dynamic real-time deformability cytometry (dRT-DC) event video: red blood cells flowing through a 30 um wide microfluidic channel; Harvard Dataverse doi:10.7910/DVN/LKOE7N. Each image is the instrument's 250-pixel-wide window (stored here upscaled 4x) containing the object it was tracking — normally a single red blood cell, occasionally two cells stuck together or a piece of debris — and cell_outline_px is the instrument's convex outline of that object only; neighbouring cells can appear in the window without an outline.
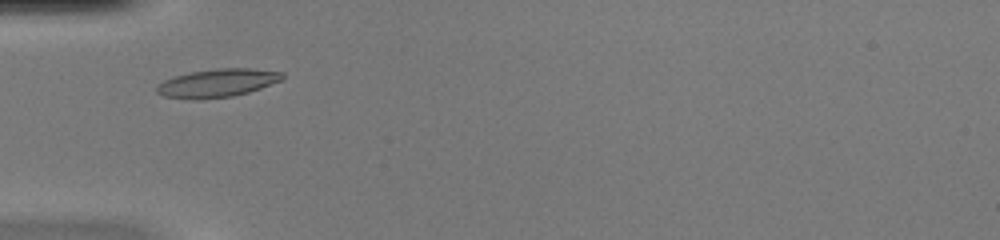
{"species": "common noctule bat (a hibernating species)", "species_latin": "Nyctalus noctula", "temperature_condition": "warm", "stored_images_in_passage": 40, "camera_frame_rate_fps": 3000, "um_per_image_px": 0.085, "animal": {"sex": "female", "body_mass_g": 20.0, "forearm_length_mm": 54.0}, "frame": {"image": 1, "passage_image": 6, "time_ms": 1.667, "image_size_px": [1000, 240], "cell_outline_px": [[284, 76], [280, 80], [260, 88], [248, 92], [232, 96], [200, 100], [192, 100], [164, 96], [156, 92], [156, 84], [172, 76], [192, 72], [220, 68], [248, 68], [284, 72]], "centroid_in_image_um": [18.42, 7.06], "position_along_channel_um": 66.6, "area_um2": 20.69}}
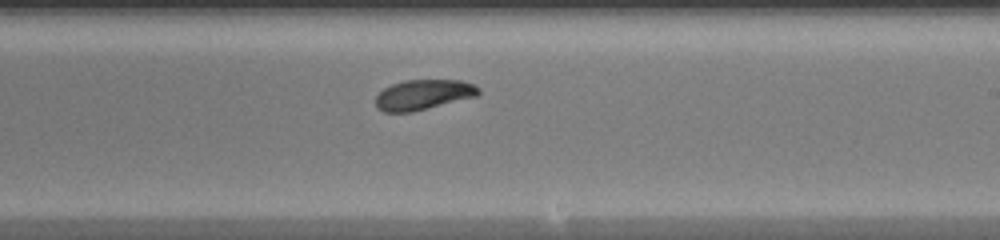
{"frame": {"image": 2, "passage_image": 20, "time_ms": 6.333, "image_size_px": [1000, 240], "cell_outline_px": [[480, 92], [476, 96], [412, 112], [384, 112], [376, 108], [376, 96], [384, 88], [392, 84], [404, 80], [460, 80], [472, 84], [480, 88]], "centroid_in_image_um": [35.96, 8.05], "position_along_channel_um": 253.0, "area_um2": 17.98}}
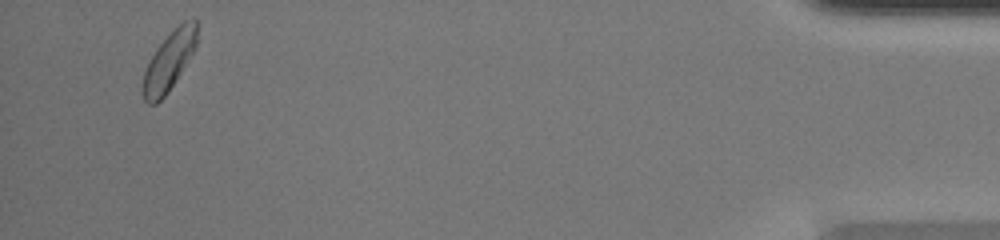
{"frame": {"image": 3, "passage_image": 38, "time_ms": 12.333, "image_size_px": [1000, 240], "cell_outline_px": [[196, 48], [176, 80], [168, 92], [156, 104], [148, 104], [144, 100], [144, 72], [156, 48], [184, 20], [192, 16], [196, 20]], "centroid_in_image_um": [14.4, 5.19], "position_along_channel_um": 420.8, "area_um2": 18.03}, "authors_computed_cell_mechanics": {"area_um2": 18.4671, "velocity_mm_per_s": 4.0313, "shape_relaxation_time_tau1_ms": 3.0, "shape_relaxation_time_tau2_ms": 1.767, "deformation_change_tau1": 0.1252, "deformation_change_tau2": 0.0619}}